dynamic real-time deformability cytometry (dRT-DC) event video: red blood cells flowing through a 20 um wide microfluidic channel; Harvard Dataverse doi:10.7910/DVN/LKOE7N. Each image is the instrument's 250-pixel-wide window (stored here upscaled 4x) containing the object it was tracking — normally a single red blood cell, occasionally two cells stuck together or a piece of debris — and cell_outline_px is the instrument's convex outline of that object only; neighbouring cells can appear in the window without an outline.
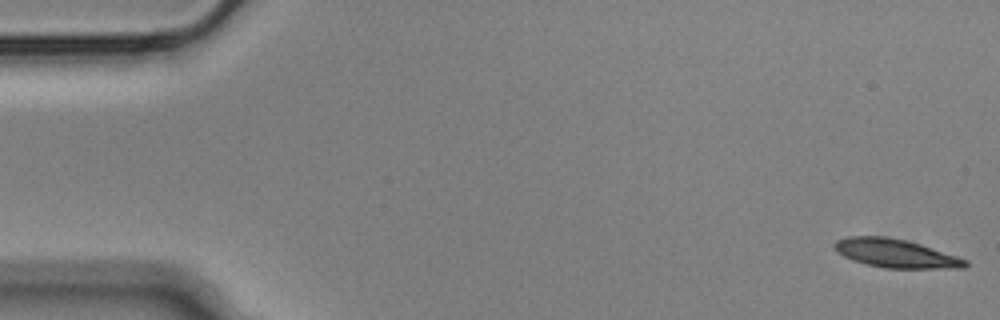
{"species": "Egyptian fruit bat (a non-hibernating species)", "species_latin": "Rousettus aegyptiacus", "temperature_condition": "cold", "stored_images_in_passage": 55, "camera_frame_rate_fps": 3000, "um_per_image_px": 0.085, "animal": {"sex": "male"}, "frame": {"image": 1, "passage_image": 1, "time_ms": 0.0, "image_size_px": [1000, 320], "cell_outline_px": [[968, 264], [964, 268], [884, 268], [864, 264], [852, 260], [836, 252], [832, 244], [836, 240], [848, 236], [888, 236], [908, 240], [968, 260]], "centroid_in_image_um": [76.08, 21.53], "position_along_channel_um": 8.9, "area_um2": 21.91}}
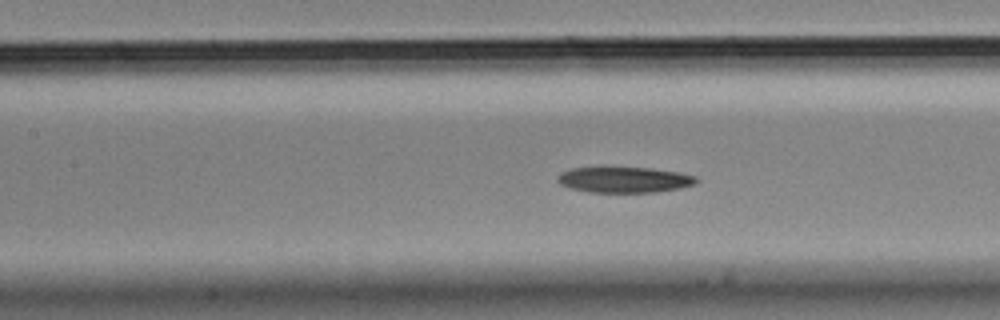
{"frame": {"image": 2, "passage_image": 24, "time_ms": 7.667, "image_size_px": [1000, 320], "cell_outline_px": [[700, 180], [696, 184], [680, 188], [656, 192], [588, 192], [572, 188], [560, 184], [556, 180], [556, 176], [572, 168], [652, 168], [680, 172], [696, 176]], "centroid_in_image_um": [53.13, 15.28], "position_along_channel_um": 154.3, "area_um2": 20.75}}
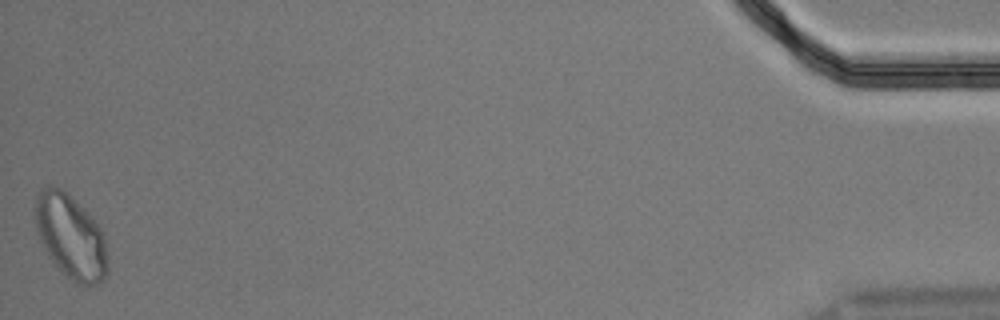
{"frame": {"image": 3, "passage_image": 55, "time_ms": 18.0, "image_size_px": [1000, 320], "cell_outline_px": [[108, 272], [96, 284], [76, 284], [48, 256], [40, 240], [36, 228], [36, 192], [48, 184], [52, 184], [60, 188], [84, 208], [100, 228], [104, 236], [108, 256]], "centroid_in_image_um": [6.01, 20.08], "position_along_channel_um": 429.2, "area_um2": 35.14}, "authors_computed_cell_mechanics": {"area_um2": 22.0218, "velocity_mm_per_s": 3.5809, "shape_relaxation_time_tau1_ms": 5.9873, "shape_relaxation_time_tau2_ms": null, "deformation_change_tau1": 0.1398, "deformation_change_tau2": null}}